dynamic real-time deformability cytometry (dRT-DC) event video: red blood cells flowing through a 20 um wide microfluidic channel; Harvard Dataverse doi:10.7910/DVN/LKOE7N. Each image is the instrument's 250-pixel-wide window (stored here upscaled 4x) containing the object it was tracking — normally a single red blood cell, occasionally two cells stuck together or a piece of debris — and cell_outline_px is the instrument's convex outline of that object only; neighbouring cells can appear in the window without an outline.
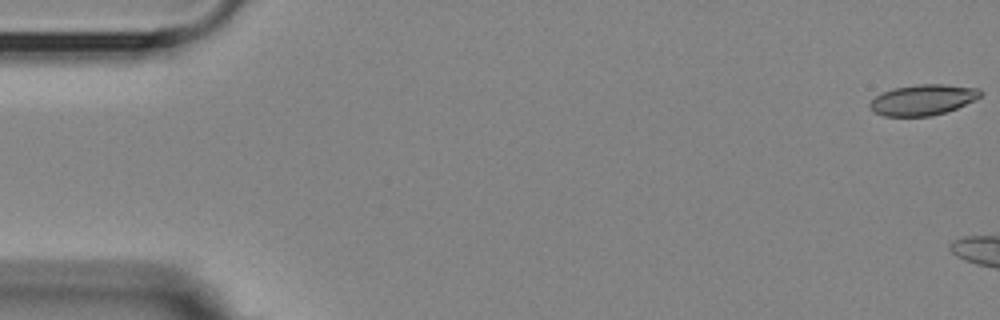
{"species": "Egyptian fruit bat (a non-hibernating species)", "species_latin": "Rousettus aegyptiacus", "temperature_condition": "room temperature", "stored_images_in_passage": 6, "camera_frame_rate_fps": 3000, "um_per_image_px": 0.085, "animal": {"sex": "female"}, "frame": {"image": 1, "passage_image": 1, "time_ms": 0.0, "image_size_px": [1000, 320], "cell_outline_px": [[984, 92], [976, 100], [956, 108], [932, 116], [884, 116], [872, 112], [868, 108], [868, 104], [876, 96], [892, 88], [920, 84], [944, 84], [980, 88]], "centroid_in_image_um": [78.45, 8.48], "position_along_channel_um": 6.6, "area_um2": 19.94}}